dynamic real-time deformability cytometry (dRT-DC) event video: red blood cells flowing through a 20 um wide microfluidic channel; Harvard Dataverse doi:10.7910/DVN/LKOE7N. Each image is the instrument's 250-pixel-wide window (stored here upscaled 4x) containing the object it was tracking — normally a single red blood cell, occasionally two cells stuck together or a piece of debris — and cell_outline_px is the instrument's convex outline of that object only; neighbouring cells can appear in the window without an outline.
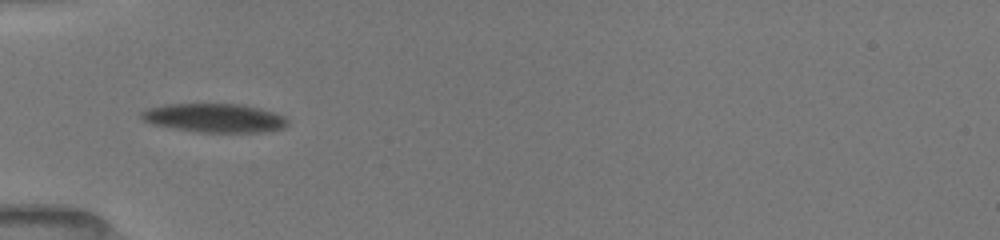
{"species": "common noctule bat (a hibernating species)", "species_latin": "Nyctalus noctula", "temperature_condition": "room temperature", "stored_images_in_passage": 26, "camera_frame_rate_fps": 3000, "um_per_image_px": 0.085, "animal": {"sex": "female", "body_mass_g": 19.5, "forearm_length_mm": 54.1}, "frame": {"image": 1, "passage_image": 5, "time_ms": 3.0, "image_size_px": [1000, 240], "cell_outline_px": [[288, 124], [284, 128], [264, 132], [200, 132], [152, 124], [144, 120], [140, 116], [140, 112], [148, 108], [164, 104], [244, 104], [260, 108], [284, 116], [288, 120]], "centroid_in_image_um": [18.25, 10.02], "position_along_channel_um": 66.8, "area_um2": 24.51}}
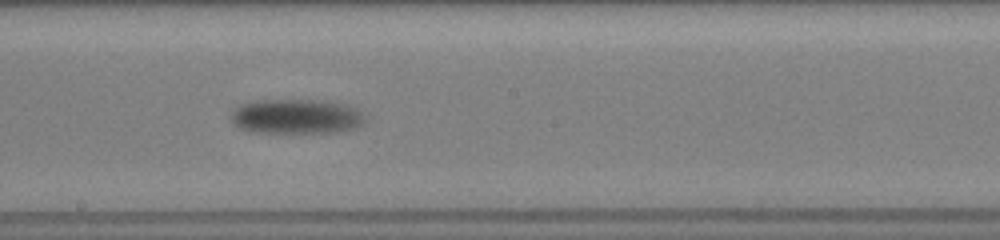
{"frame": {"image": 2, "passage_image": 9, "time_ms": 7.333, "image_size_px": [1000, 240], "cell_outline_px": [[368, 120], [364, 124], [356, 128], [336, 132], [248, 132], [232, 124], [228, 116], [240, 104], [256, 100], [332, 100], [348, 104], [356, 108]], "centroid_in_image_um": [25.2, 9.89], "position_along_channel_um": 223.0, "area_um2": 27.74}}
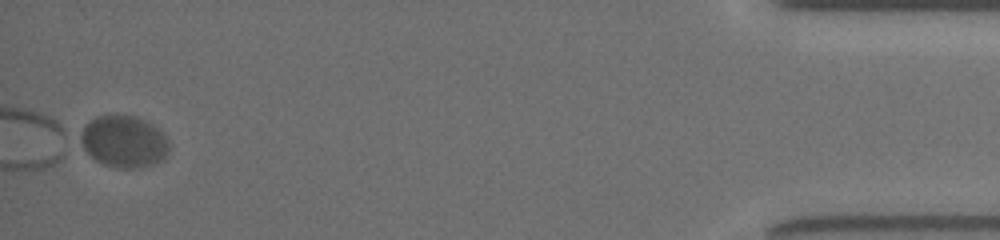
{"frame": {"image": 3, "passage_image": 26, "time_ms": 15.0, "image_size_px": [1000, 240], "cell_outline_px": [[168, 152], [156, 164], [140, 168], [120, 168], [104, 164], [96, 160], [84, 148], [80, 140], [80, 136], [84, 124], [96, 116], [136, 116], [160, 128], [164, 132], [168, 140]], "centroid_in_image_um": [10.55, 12.03], "position_along_channel_um": 424.6, "area_um2": 26.7}, "authors_computed_cell_mechanics": {"area_um2": 26.9348, "velocity_mm_per_s": 3.6651, "shape_relaxation_time_tau1_ms": 0.8416, "shape_relaxation_time_tau2_ms": null, "deformation_change_tau1": 0.0566, "deformation_change_tau2": null}}